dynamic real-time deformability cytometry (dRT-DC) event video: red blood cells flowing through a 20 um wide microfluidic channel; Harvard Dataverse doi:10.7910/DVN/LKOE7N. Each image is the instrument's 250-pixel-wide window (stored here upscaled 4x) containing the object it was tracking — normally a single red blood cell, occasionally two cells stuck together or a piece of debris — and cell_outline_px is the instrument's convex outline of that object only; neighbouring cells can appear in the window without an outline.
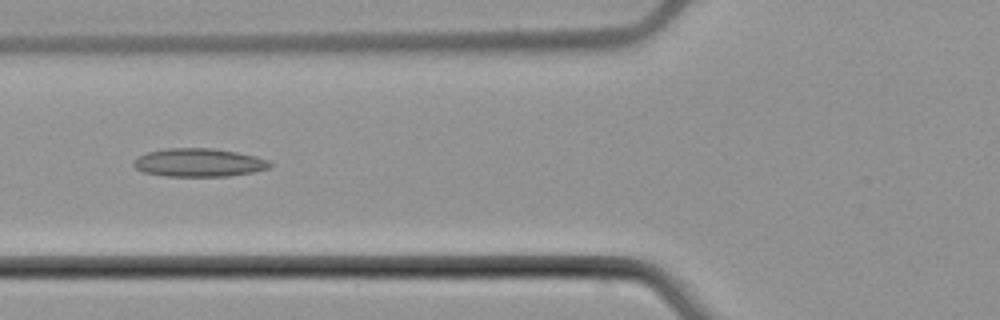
{"species": "common noctule bat (a hibernating species)", "species_latin": "Nyctalus noctula", "temperature_condition": "cold", "stored_images_in_passage": 5, "camera_frame_rate_fps": 3000, "um_per_image_px": 0.085, "animal": {"sex": "male", "body_mass_g": 21.5, "forearm_length_mm": 52.0}, "frame": {"image": 1, "passage_image": 3, "time_ms": 2.333, "image_size_px": [1000, 320], "cell_outline_px": [[272, 168], [252, 172], [228, 176], [164, 176], [144, 172], [136, 168], [132, 164], [140, 156], [148, 152], [168, 148], [212, 148], [236, 152], [256, 156], [268, 160], [272, 164]], "centroid_in_image_um": [16.94, 13.82], "position_along_channel_um": 108.9, "area_um2": 22.37}}
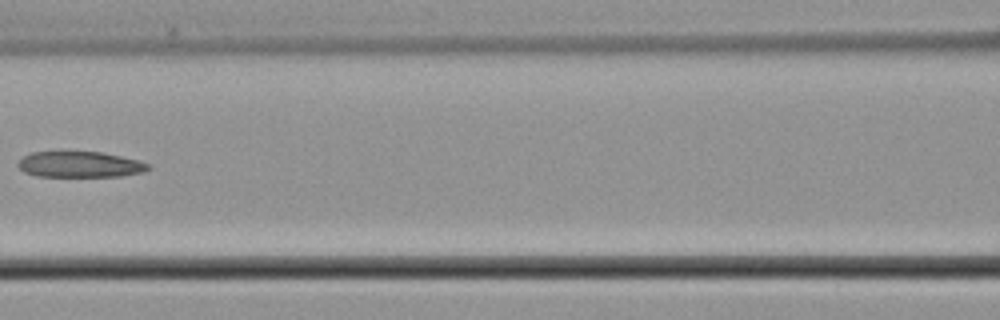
{"frame": {"image": 2, "passage_image": 4, "time_ms": 3.667, "image_size_px": [1000, 320], "cell_outline_px": [[152, 168], [144, 172], [120, 176], [36, 176], [24, 172], [16, 164], [24, 156], [32, 152], [100, 152], [140, 160], [148, 164]], "centroid_in_image_um": [6.81, 13.98], "position_along_channel_um": 159.8, "area_um2": 19.54}}
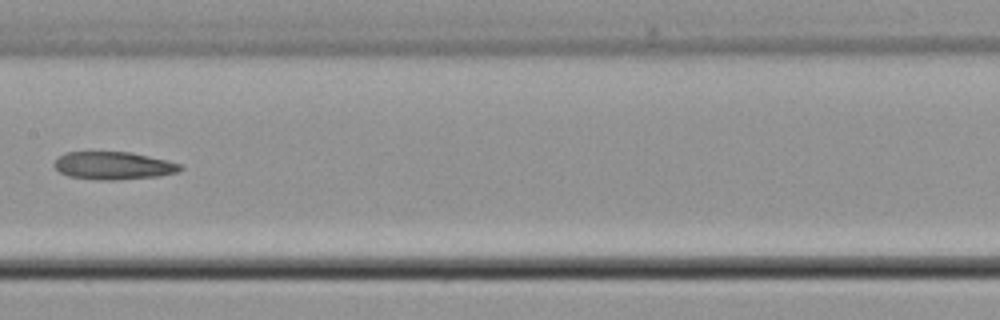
{"frame": {"image": 3, "passage_image": 5, "time_ms": 4.667, "image_size_px": [1000, 320], "cell_outline_px": [[184, 168], [180, 172], [160, 176], [116, 180], [100, 180], [68, 176], [60, 172], [52, 164], [64, 152], [128, 152], [148, 156], [180, 164]], "centroid_in_image_um": [9.65, 14.09], "position_along_channel_um": 197.8, "area_um2": 20.35}}